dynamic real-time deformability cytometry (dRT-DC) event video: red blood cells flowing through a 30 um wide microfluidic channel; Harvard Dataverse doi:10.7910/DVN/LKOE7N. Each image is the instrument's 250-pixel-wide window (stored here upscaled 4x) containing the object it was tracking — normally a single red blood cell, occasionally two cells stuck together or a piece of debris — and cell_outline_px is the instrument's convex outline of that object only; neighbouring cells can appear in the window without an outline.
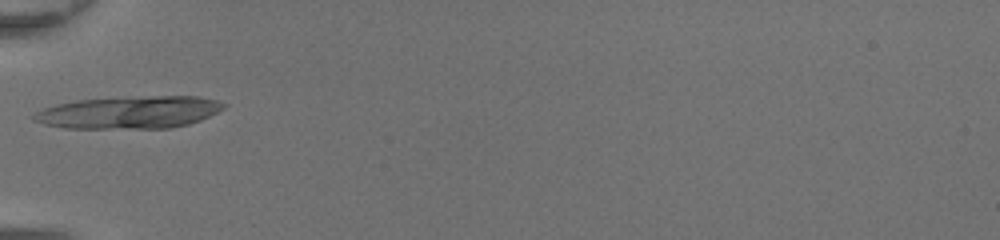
{"species": "common noctule bat (a hibernating species)", "species_latin": "Nyctalus noctula", "temperature_condition": "room temperature", "stored_images_in_passage": 27, "camera_frame_rate_fps": 3000, "um_per_image_px": 0.085, "animal": {"sex": "female", "body_mass_g": 20.0, "forearm_length_mm": 54.0}, "frame": {"image": 1, "passage_image": 1, "time_ms": 0.0, "image_size_px": [1000, 240], "cell_outline_px": [[228, 104], [224, 108], [200, 120], [188, 124], [172, 128], [64, 128], [44, 124], [32, 120], [32, 116], [36, 112], [44, 108], [56, 104], [76, 100], [152, 96], [200, 96], [216, 100]], "centroid_in_image_um": [10.99, 9.55], "position_along_channel_um": 74.0, "area_um2": 35.78}}